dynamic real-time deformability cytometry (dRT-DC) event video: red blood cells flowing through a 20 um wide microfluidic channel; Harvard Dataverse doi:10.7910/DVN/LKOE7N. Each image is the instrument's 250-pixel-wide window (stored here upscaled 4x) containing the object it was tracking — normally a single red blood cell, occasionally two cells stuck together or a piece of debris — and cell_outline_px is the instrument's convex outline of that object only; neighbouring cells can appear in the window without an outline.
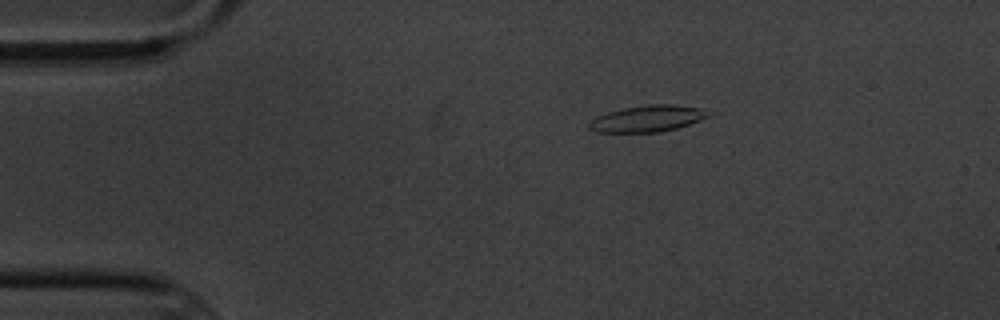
{"species": "common noctule bat (a hibernating species)", "species_latin": "Nyctalus noctula", "temperature_condition": "cold", "stored_images_in_passage": 5, "camera_frame_rate_fps": 3000, "um_per_image_px": 0.085, "animal": {"sex": "male", "body_mass_g": 20.1, "forearm_length_mm": 53.5}, "frame": {"image": 1, "passage_image": 4, "time_ms": 3.333, "image_size_px": [1000, 320], "cell_outline_px": [[712, 116], [676, 128], [660, 132], [596, 132], [588, 128], [588, 124], [596, 116], [608, 112], [624, 108], [648, 104], [676, 104], [700, 108]], "centroid_in_image_um": [55.02, 10.08], "position_along_channel_um": 30.0, "area_um2": 18.26}}